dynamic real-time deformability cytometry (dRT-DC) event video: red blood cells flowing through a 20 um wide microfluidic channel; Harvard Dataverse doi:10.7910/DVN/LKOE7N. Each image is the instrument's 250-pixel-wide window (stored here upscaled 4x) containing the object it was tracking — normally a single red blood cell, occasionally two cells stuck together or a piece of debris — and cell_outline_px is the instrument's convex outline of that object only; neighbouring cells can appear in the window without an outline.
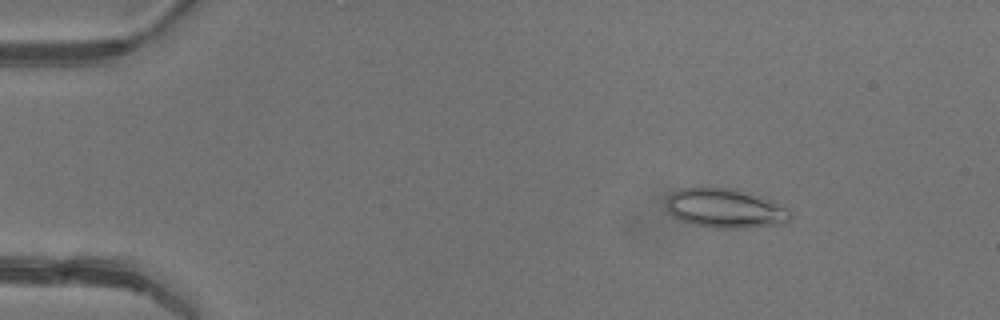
{"species": "common noctule bat (a hibernating species)", "species_latin": "Nyctalus noctula", "temperature_condition": "warm", "stored_images_in_passage": 5, "camera_frame_rate_fps": 3000, "um_per_image_px": 0.085, "animal": {"sex": "female"}, "frame": {"image": 1, "passage_image": 1, "time_ms": 0.0, "image_size_px": [1000, 320], "cell_outline_px": [[792, 216], [784, 224], [744, 228], [712, 228], [688, 224], [672, 216], [668, 212], [668, 196], [672, 192], [680, 188], [700, 184], [736, 188], [772, 200], [792, 208]], "centroid_in_image_um": [61.65, 17.67], "position_along_channel_um": 23.3, "area_um2": 29.77}}
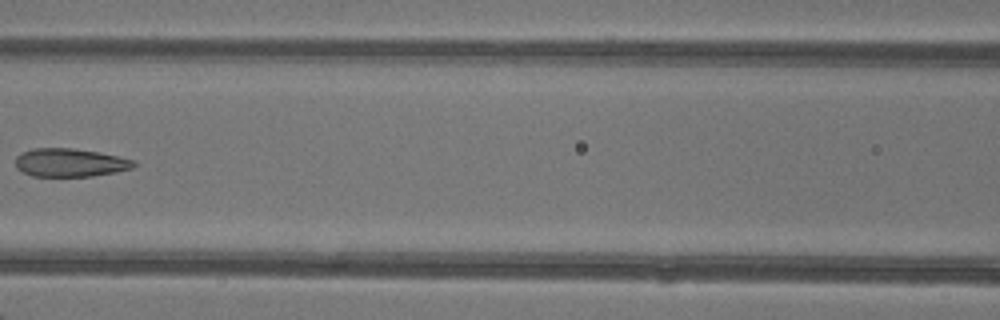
{"frame": {"image": 2, "passage_image": 5, "time_ms": 5.333, "image_size_px": [1000, 320], "cell_outline_px": [[136, 164], [132, 168], [116, 172], [92, 176], [32, 176], [16, 168], [16, 156], [32, 148], [72, 148], [100, 152], [136, 160]], "centroid_in_image_um": [5.98, 13.82], "position_along_channel_um": 160.6, "area_um2": 19.54}}